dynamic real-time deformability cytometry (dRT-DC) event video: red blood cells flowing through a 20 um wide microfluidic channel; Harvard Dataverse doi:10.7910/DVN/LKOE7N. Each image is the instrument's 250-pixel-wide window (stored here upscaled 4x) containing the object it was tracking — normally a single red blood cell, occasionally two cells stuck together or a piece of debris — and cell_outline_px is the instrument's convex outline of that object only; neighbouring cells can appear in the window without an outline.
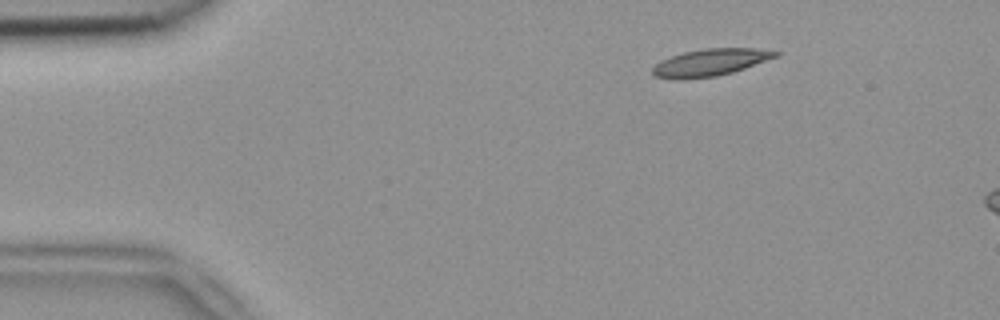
{"species": "common noctule bat (a hibernating species)", "species_latin": "Nyctalus noctula", "temperature_condition": "room temperature", "stored_images_in_passage": 5, "segment_of_instrument_passage": [2, 2], "camera_frame_rate_fps": 3000, "um_per_image_px": 0.085, "animal": {"sex": "female", "body_mass_g": 18.4}, "frame": {"image": 1, "passage_image": 5, "time_ms": 1.333, "image_size_px": [1000, 320], "cell_outline_px": [[780, 56], [732, 72], [716, 76], [684, 80], [672, 80], [656, 76], [652, 72], [652, 68], [660, 60], [684, 52], [704, 48], [756, 48], [780, 52]], "centroid_in_image_um": [60.36, 5.31], "position_along_channel_um": 24.6, "area_um2": 19.54}}